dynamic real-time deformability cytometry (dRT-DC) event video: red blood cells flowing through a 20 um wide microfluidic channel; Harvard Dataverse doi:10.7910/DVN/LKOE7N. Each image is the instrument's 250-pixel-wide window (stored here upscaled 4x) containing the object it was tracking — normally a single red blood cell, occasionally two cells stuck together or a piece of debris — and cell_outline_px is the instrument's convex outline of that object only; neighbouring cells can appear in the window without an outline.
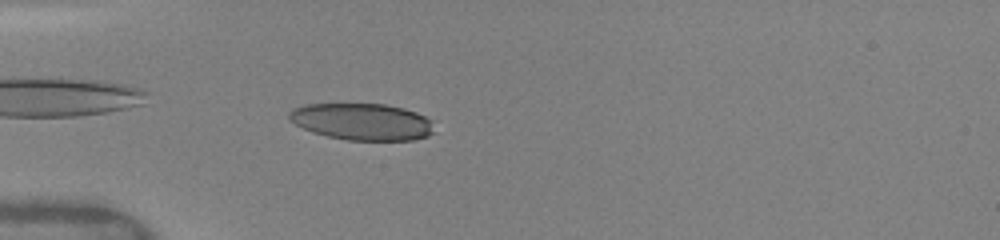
{"species": "human", "species_latin": "Homo sapiens", "temperature_condition": "warm", "stored_images_in_passage": 18, "camera_frame_rate_fps": 3000, "um_per_image_px": 0.085, "donor": {"sex": "female"}, "frame": {"image": 1, "passage_image": 12, "time_ms": 4.333, "image_size_px": [1000, 240], "cell_outline_px": [[432, 132], [428, 136], [412, 140], [348, 140], [328, 136], [312, 132], [288, 120], [288, 116], [292, 108], [304, 104], [384, 104], [404, 108], [416, 112], [432, 120]], "centroid_in_image_um": [30.76, 10.34], "position_along_channel_um": 54.2, "area_um2": 31.04}}
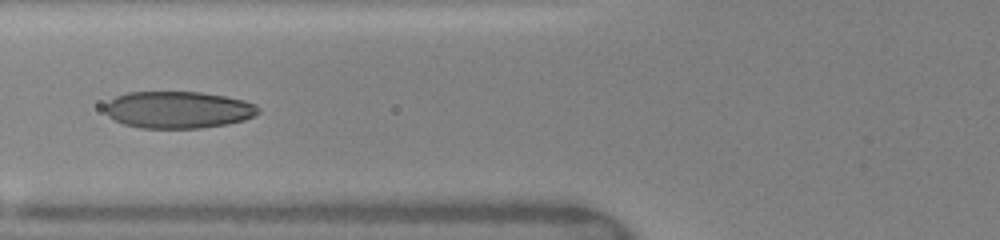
{"frame": {"image": 2, "passage_image": 17, "time_ms": 6.0, "image_size_px": [1000, 240], "cell_outline_px": [[260, 112], [244, 120], [228, 124], [200, 128], [140, 128], [124, 124], [108, 116], [104, 108], [116, 96], [128, 92], [200, 92], [224, 96], [244, 100], [256, 104], [260, 108]], "centroid_in_image_um": [15.17, 9.33], "position_along_channel_um": 110.6, "area_um2": 32.95}}